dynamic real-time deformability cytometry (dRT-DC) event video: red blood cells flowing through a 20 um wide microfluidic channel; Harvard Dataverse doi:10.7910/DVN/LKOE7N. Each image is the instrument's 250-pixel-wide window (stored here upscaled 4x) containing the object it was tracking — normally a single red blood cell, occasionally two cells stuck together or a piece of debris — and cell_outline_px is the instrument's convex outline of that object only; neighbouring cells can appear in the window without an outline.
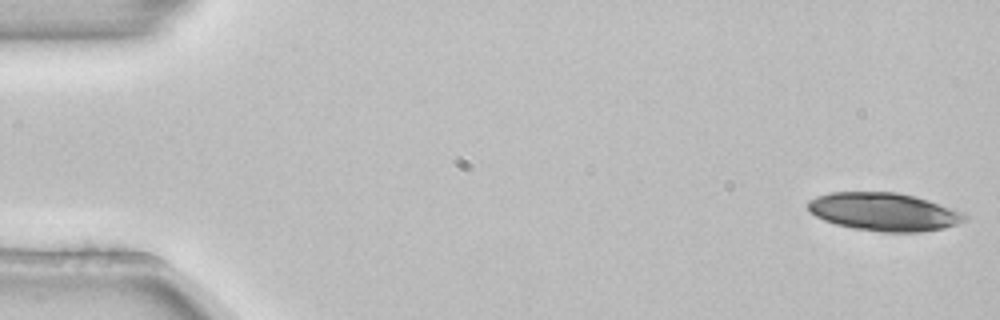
{"species": "common noctule bat (a hibernating species)", "species_latin": "Nyctalus noctula", "temperature_condition": "room temperature", "stored_images_in_passage": 5, "camera_frame_rate_fps": 3000, "um_per_image_px": 0.085, "animal": {"sex": "female", "body_mass_g": 22.7, "forearm_length_mm": 54.2}, "frame": {"image": 1, "passage_image": 1, "time_ms": 0.0, "image_size_px": [1000, 320], "cell_outline_px": [[968, 220], [944, 228], [920, 232], [880, 232], [856, 228], [836, 224], [824, 220], [816, 216], [808, 208], [808, 200], [816, 196], [832, 192], [900, 192], [916, 196], [964, 212], [968, 216]], "centroid_in_image_um": [75.17, 18.0], "position_along_channel_um": 9.8, "area_um2": 34.85}}